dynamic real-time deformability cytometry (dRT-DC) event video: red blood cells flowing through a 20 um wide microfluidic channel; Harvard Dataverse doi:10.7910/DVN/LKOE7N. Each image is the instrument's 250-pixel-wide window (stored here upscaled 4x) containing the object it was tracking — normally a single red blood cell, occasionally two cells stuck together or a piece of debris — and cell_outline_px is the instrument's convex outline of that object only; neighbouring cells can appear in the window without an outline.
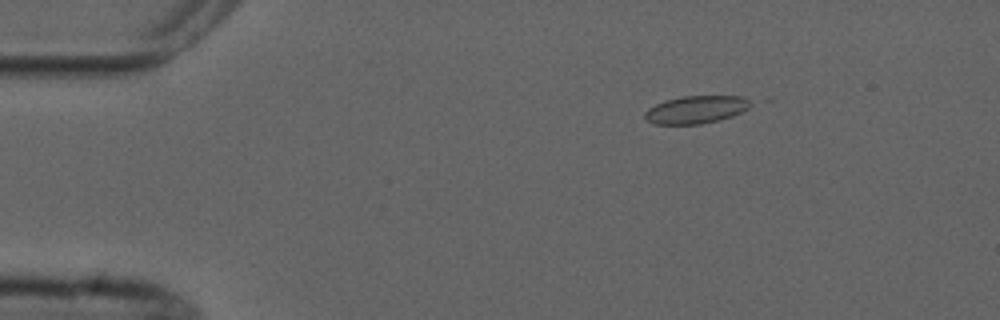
{"species": "common noctule bat (a hibernating species)", "species_latin": "Nyctalus noctula", "temperature_condition": "cold", "stored_images_in_passage": 6, "camera_frame_rate_fps": 3000, "um_per_image_px": 0.085, "animal": {"sex": "male", "forearm_length_mm": 52.5}, "frame": {"image": 1, "passage_image": 3, "time_ms": 2.333, "image_size_px": [1000, 320], "cell_outline_px": [[756, 104], [732, 116], [700, 124], [652, 124], [644, 116], [644, 112], [648, 108], [664, 100], [684, 96], [740, 96]], "centroid_in_image_um": [59.15, 9.31], "position_along_channel_um": 25.8, "area_um2": 16.99}}
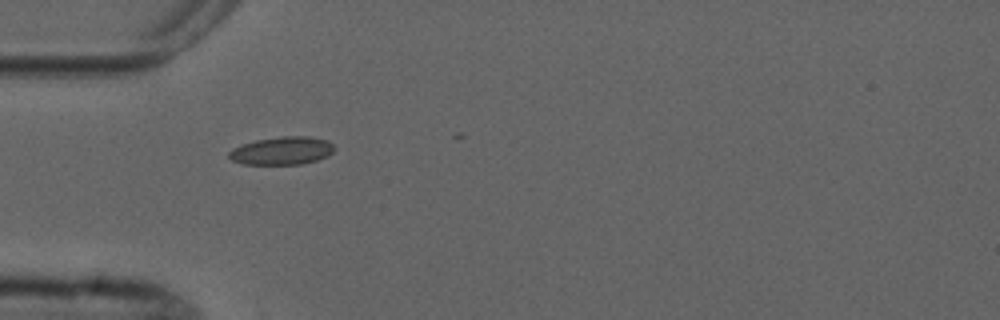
{"frame": {"image": 2, "passage_image": 5, "time_ms": 5.0, "image_size_px": [1000, 320], "cell_outline_px": [[336, 148], [328, 156], [316, 160], [300, 164], [244, 164], [232, 160], [228, 156], [228, 152], [232, 148], [256, 140], [284, 136], [308, 136], [328, 140]], "centroid_in_image_um": [23.98, 12.81], "position_along_channel_um": 61.0, "area_um2": 17.11}}